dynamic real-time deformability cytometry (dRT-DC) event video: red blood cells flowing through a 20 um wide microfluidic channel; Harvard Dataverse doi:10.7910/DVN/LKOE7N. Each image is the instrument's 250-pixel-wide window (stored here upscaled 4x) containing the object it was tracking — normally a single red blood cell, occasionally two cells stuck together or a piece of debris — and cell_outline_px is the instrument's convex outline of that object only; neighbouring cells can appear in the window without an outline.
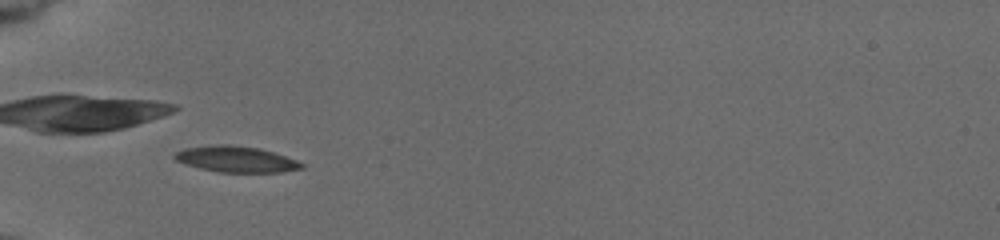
{"species": "common noctule bat (a hibernating species)", "species_latin": "Nyctalus noctula", "temperature_condition": "cold", "stored_images_in_passage": 4, "camera_frame_rate_fps": 3000, "um_per_image_px": 0.085, "animal": {"sex": "female", "body_mass_g": 19.5, "forearm_length_mm": 54.1}, "frame": {"image": 1, "passage_image": 1, "time_ms": 0.0, "image_size_px": [1000, 240], "cell_outline_px": [[304, 168], [280, 172], [220, 172], [200, 168], [184, 164], [176, 160], [172, 156], [176, 152], [184, 148], [216, 144], [228, 144], [256, 148], [272, 152], [296, 160], [304, 164]], "centroid_in_image_um": [20.03, 13.53], "position_along_channel_um": 65.0, "area_um2": 19.07}}